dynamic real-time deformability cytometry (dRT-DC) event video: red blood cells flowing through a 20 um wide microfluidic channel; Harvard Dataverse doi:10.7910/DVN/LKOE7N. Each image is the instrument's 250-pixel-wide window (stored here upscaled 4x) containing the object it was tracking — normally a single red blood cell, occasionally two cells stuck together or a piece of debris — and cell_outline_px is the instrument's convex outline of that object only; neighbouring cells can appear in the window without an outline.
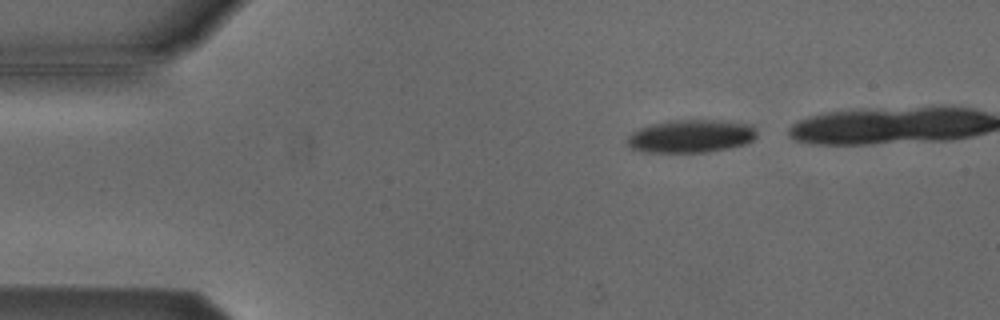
{"species": "Egyptian fruit bat (a non-hibernating species)", "species_latin": "Rousettus aegyptiacus", "temperature_condition": "cold", "stored_images_in_passage": 37, "camera_frame_rate_fps": 3000, "um_per_image_px": 0.085, "animal": {"sex": "male"}, "frame": {"image": 1, "passage_image": 2, "time_ms": 0.333, "image_size_px": [1000, 320], "cell_outline_px": [[756, 136], [752, 140], [744, 144], [728, 148], [708, 152], [644, 152], [632, 148], [624, 144], [624, 140], [632, 132], [640, 128], [652, 124], [668, 120], [720, 120], [752, 124], [756, 128]], "centroid_in_image_um": [58.7, 11.57], "position_along_channel_um": 26.3, "area_um2": 25.14}}
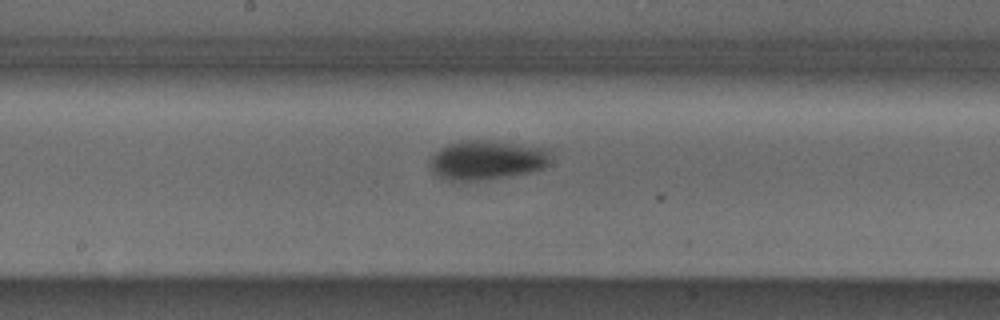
{"frame": {"image": 2, "passage_image": 21, "time_ms": 6.667, "image_size_px": [1000, 320], "cell_outline_px": [[552, 156], [548, 164], [544, 168], [536, 172], [512, 176], [484, 180], [448, 180], [432, 172], [428, 164], [428, 160], [440, 148], [448, 144], [460, 140], [488, 140], [544, 148]], "centroid_in_image_um": [41.38, 13.61], "position_along_channel_um": 206.8, "area_um2": 27.98}}
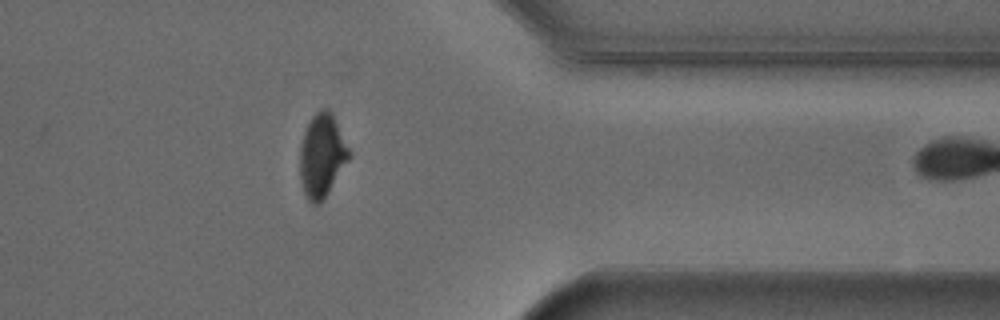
{"frame": {"image": 3, "passage_image": 36, "time_ms": 11.667, "image_size_px": [1000, 320], "cell_outline_px": [[352, 156], [328, 192], [316, 204], [312, 204], [308, 200], [304, 192], [300, 180], [300, 144], [304, 132], [312, 116], [320, 108], [328, 108], [332, 112], [352, 152]], "centroid_in_image_um": [27.39, 13.17], "position_along_channel_um": 384.0, "area_um2": 23.99}}